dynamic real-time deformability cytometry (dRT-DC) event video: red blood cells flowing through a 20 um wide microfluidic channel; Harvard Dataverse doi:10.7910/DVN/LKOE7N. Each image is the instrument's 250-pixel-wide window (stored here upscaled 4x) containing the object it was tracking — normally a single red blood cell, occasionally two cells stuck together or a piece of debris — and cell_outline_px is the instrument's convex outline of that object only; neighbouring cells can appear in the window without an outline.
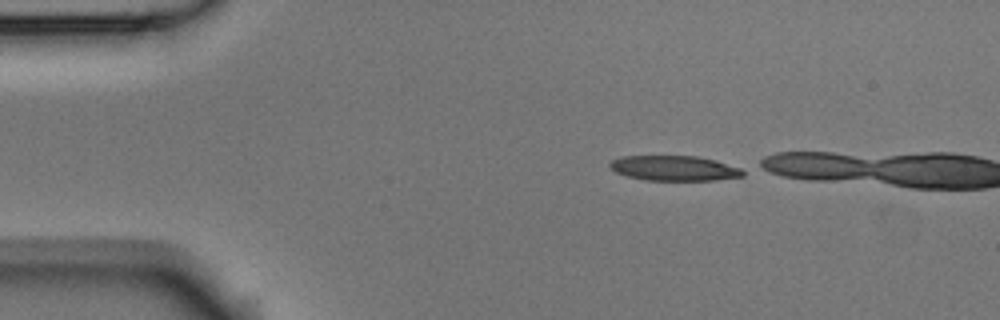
{"species": "Egyptian fruit bat (a non-hibernating species)", "species_latin": "Rousettus aegyptiacus", "temperature_condition": "room temperature", "stored_images_in_passage": 2, "camera_frame_rate_fps": 3000, "um_per_image_px": 0.085, "animal": {"sex": "male"}, "frame": {"image": 1, "passage_image": 1, "time_ms": 0.0, "image_size_px": [1000, 320], "cell_outline_px": [[744, 176], [716, 180], [644, 180], [628, 176], [616, 172], [608, 164], [612, 160], [620, 156], [696, 156], [716, 160], [740, 168], [744, 172]], "centroid_in_image_um": [57.31, 14.29], "position_along_channel_um": 27.7, "area_um2": 19.36}}